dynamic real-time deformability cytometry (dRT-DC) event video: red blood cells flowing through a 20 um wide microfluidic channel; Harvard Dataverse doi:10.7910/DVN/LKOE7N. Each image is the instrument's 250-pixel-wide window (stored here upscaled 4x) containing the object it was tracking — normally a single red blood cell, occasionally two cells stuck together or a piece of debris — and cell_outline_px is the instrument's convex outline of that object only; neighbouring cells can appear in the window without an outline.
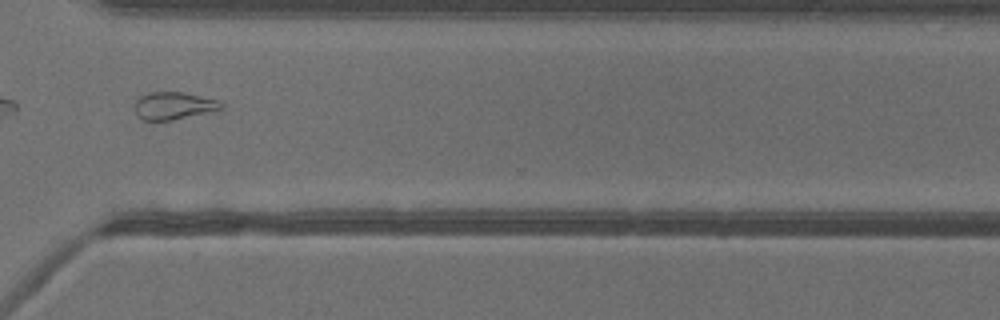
{"species": "common noctule bat (a hibernating species)", "species_latin": "Nyctalus noctula", "temperature_condition": "warm", "stored_images_in_passage": 31, "camera_frame_rate_fps": 3000, "um_per_image_px": 0.085, "animal": {"sex": "female"}, "frame": {"image": 1, "passage_image": 22, "time_ms": 7.0, "image_size_px": [1000, 320], "cell_outline_px": [[224, 108], [208, 112], [172, 120], [144, 120], [136, 116], [132, 104], [140, 96], [148, 92], [184, 92], [216, 100], [224, 104]], "centroid_in_image_um": [14.69, 8.98], "position_along_channel_um": 355.9, "area_um2": 13.93}}